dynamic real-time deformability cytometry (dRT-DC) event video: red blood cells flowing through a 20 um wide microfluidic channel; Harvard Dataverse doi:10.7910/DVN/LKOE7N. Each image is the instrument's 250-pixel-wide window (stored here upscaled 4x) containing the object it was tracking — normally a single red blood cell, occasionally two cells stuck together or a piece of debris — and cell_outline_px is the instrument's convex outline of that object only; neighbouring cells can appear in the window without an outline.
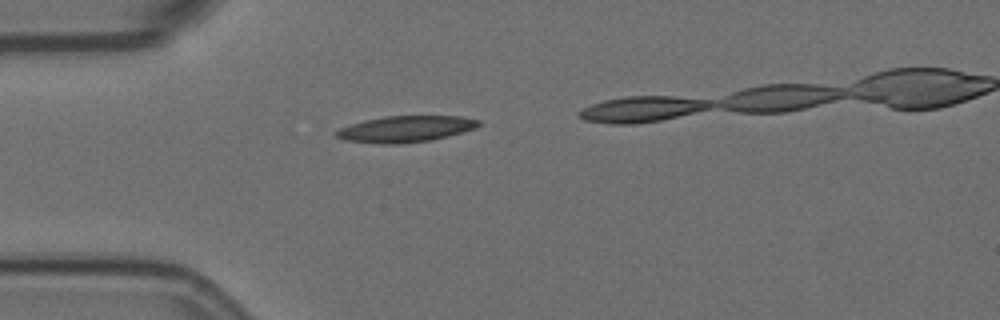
{"species": "Egyptian fruit bat (a non-hibernating species)", "species_latin": "Rousettus aegyptiacus", "temperature_condition": "room temperature", "stored_images_in_passage": 2, "camera_frame_rate_fps": 3000, "um_per_image_px": 0.085, "animal": {"sex": "female"}, "frame": {"image": 1, "passage_image": 1, "time_ms": 0.0, "image_size_px": [1000, 320], "cell_outline_px": [[480, 124], [476, 128], [448, 136], [432, 140], [400, 144], [380, 144], [344, 140], [336, 136], [332, 132], [340, 128], [364, 120], [384, 116], [460, 116], [480, 120]], "centroid_in_image_um": [34.46, 10.97], "position_along_channel_um": 50.5, "area_um2": 21.91}}